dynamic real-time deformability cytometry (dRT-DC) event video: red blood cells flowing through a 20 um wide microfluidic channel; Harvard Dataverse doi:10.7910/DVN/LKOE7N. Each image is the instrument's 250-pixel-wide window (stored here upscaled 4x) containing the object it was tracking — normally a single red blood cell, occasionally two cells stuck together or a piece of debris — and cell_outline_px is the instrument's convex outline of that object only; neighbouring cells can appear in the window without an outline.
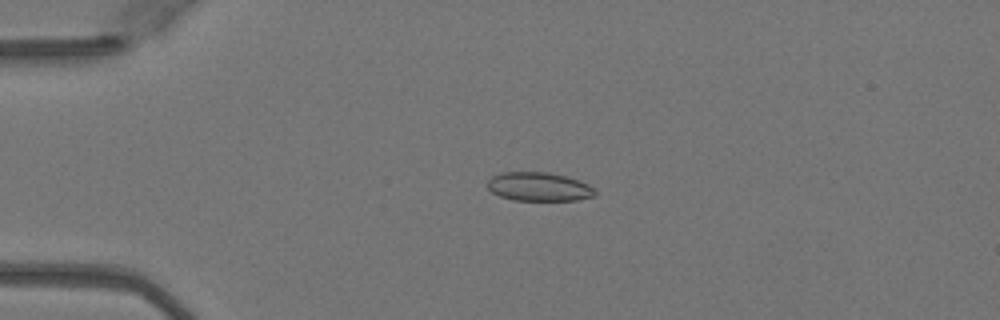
{"species": "Egyptian fruit bat (a non-hibernating species)", "species_latin": "Rousettus aegyptiacus", "temperature_condition": "warm", "stored_images_in_passage": 50, "camera_frame_rate_fps": 3000, "um_per_image_px": 0.085, "animal": {"sex": "female"}, "frame": {"image": 1, "passage_image": 12, "time_ms": 3.667, "image_size_px": [1000, 320], "cell_outline_px": [[596, 196], [576, 200], [512, 200], [500, 196], [492, 192], [488, 188], [488, 180], [492, 176], [500, 172], [548, 172], [568, 176], [580, 180], [588, 184], [596, 192]], "centroid_in_image_um": [45.81, 15.86], "position_along_channel_um": 39.2, "area_um2": 18.15}}
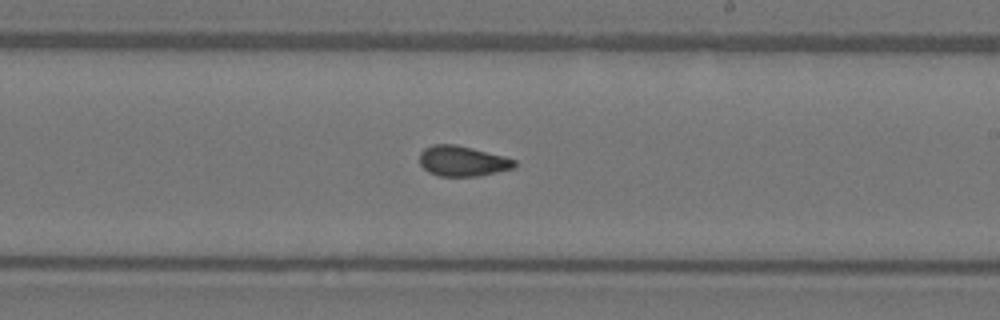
{"frame": {"image": 2, "passage_image": 30, "time_ms": 9.667, "image_size_px": [1000, 320], "cell_outline_px": [[516, 164], [512, 168], [480, 176], [440, 176], [428, 172], [420, 164], [420, 152], [424, 148], [432, 144], [456, 144], [504, 156], [516, 160]], "centroid_in_image_um": [39.29, 13.68], "position_along_channel_um": 249.7, "area_um2": 16.76}}
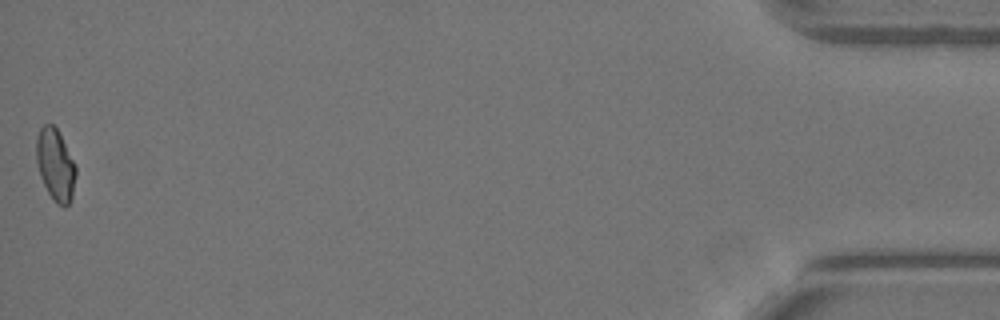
{"frame": {"image": 3, "passage_image": 50, "time_ms": 16.333, "image_size_px": [1000, 320], "cell_outline_px": [[76, 176], [72, 196], [68, 204], [64, 208], [56, 204], [48, 192], [40, 176], [36, 160], [36, 136], [40, 128], [44, 124], [52, 124], [56, 128], [76, 164]], "centroid_in_image_um": [4.71, 14.02], "position_along_channel_um": 430.5, "area_um2": 16.59}, "authors_computed_cell_mechanics": {"area_um2": 17.1955, "velocity_mm_per_s": 4.095, "shape_relaxation_time_tau1_ms": null, "shape_relaxation_time_tau2_ms": 1.321, "deformation_change_tau1": null, "deformation_change_tau2": 0.0504}}